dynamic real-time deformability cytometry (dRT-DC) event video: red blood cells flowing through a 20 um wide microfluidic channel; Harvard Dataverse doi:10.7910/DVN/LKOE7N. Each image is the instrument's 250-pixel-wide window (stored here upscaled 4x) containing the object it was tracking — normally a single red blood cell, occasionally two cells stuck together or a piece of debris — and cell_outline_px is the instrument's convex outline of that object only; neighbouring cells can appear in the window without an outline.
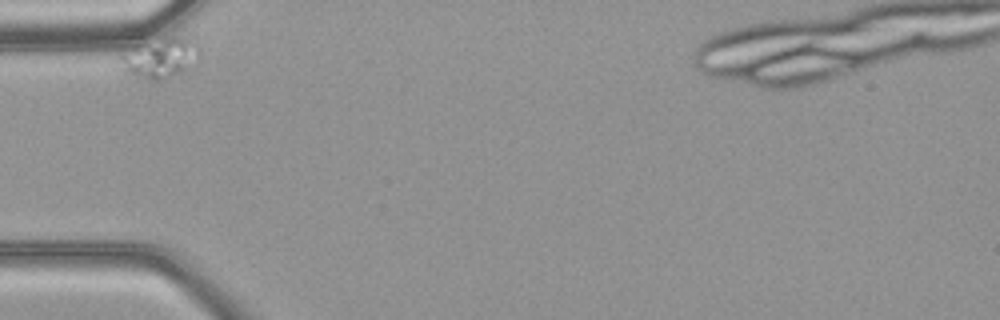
{"species": "common noctule bat (a hibernating species)", "species_latin": "Nyctalus noctula", "temperature_condition": "warm", "stored_images_in_passage": 22, "camera_frame_rate_fps": 3000, "um_per_image_px": 0.085, "animal": {"sex": "female", "body_mass_g": 21.9}, "frame": {"image": 1, "passage_image": 1, "time_ms": 0.0, "image_size_px": [1000, 320], "cell_outline_px": [[200, 60], [192, 68], [160, 80], [148, 80], [124, 72], [120, 56], [128, 52], [164, 36], [180, 36], [192, 40], [200, 48]], "centroid_in_image_um": [13.75, 4.94], "position_along_channel_um": 71.3, "area_um2": 18.21}}
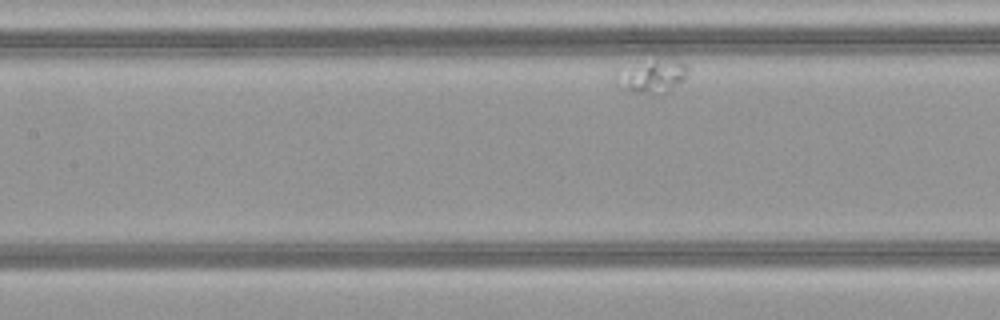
{"frame": {"image": 2, "passage_image": 10, "time_ms": 3.0, "image_size_px": [1000, 320], "cell_outline_px": [[688, 68], [684, 80], [672, 88], [656, 96], [624, 88], [616, 84], [616, 72], [656, 60], [688, 64]], "centroid_in_image_um": [55.46, 6.54], "position_along_channel_um": 151.9, "area_um2": 12.89}}